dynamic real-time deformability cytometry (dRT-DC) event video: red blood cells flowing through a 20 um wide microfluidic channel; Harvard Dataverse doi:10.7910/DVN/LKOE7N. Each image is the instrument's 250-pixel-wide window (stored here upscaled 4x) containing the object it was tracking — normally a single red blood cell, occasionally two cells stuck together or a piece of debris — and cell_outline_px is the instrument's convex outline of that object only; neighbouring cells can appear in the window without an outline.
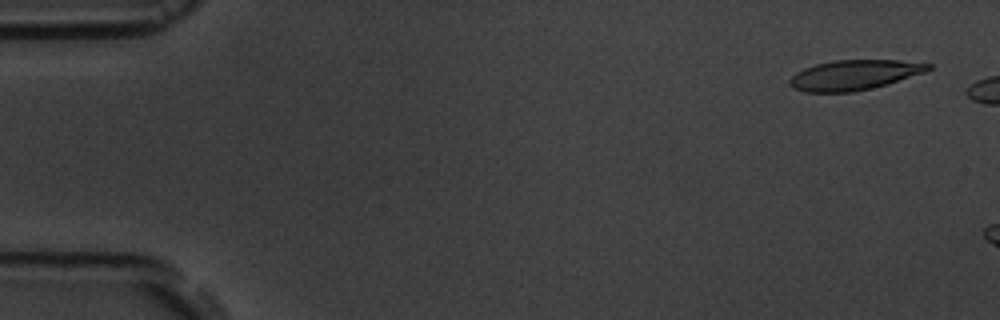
{"species": "common noctule bat (a hibernating species)", "species_latin": "Nyctalus noctula", "temperature_condition": "room temperature", "stored_images_in_passage": 3, "camera_frame_rate_fps": 3000, "um_per_image_px": 0.085, "animal": {"sex": "male", "body_mass_g": 19.5, "forearm_length_mm": 54.6}, "frame": {"image": 1, "passage_image": 1, "time_ms": 0.0, "image_size_px": [1000, 320], "cell_outline_px": [[932, 68], [924, 72], [888, 84], [852, 92], [804, 92], [788, 84], [788, 80], [796, 72], [804, 68], [816, 64], [832, 60], [900, 60], [932, 64]], "centroid_in_image_um": [72.59, 6.36], "position_along_channel_um": 12.4, "area_um2": 24.16}}